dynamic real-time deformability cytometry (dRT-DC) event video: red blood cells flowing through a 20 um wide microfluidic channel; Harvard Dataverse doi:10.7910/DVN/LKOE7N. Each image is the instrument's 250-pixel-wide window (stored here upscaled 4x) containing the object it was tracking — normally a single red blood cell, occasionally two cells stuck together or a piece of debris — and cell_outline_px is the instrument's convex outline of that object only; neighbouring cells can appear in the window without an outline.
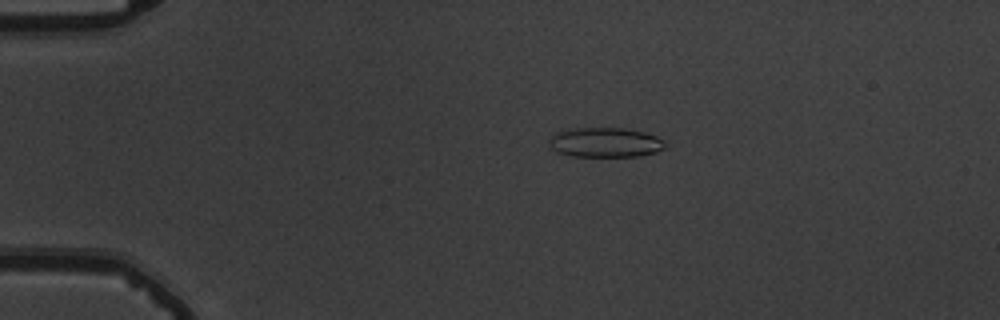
{"species": "common noctule bat (a hibernating species)", "species_latin": "Nyctalus noctula", "temperature_condition": "warm", "stored_images_in_passage": 55, "camera_frame_rate_fps": 3000, "um_per_image_px": 0.085, "animal": {"sex": "male", "body_mass_g": 19.5, "forearm_length_mm": 54.6}, "frame": {"image": 1, "passage_image": 12, "time_ms": 3.667, "image_size_px": [1000, 320], "cell_outline_px": [[668, 144], [664, 148], [656, 152], [640, 156], [572, 156], [560, 152], [552, 148], [548, 144], [548, 140], [556, 132], [576, 128], [624, 128], [644, 132], [656, 136], [664, 140]], "centroid_in_image_um": [51.48, 12.1], "position_along_channel_um": 33.5, "area_um2": 20.06}}
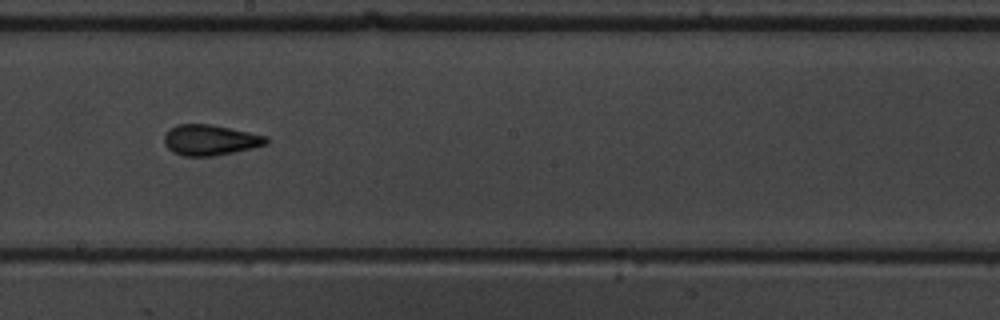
{"frame": {"image": 2, "passage_image": 32, "time_ms": 10.333, "image_size_px": [1000, 320], "cell_outline_px": [[268, 144], [252, 148], [212, 156], [184, 156], [172, 152], [164, 144], [164, 136], [176, 124], [208, 124], [268, 136]], "centroid_in_image_um": [17.86, 11.91], "position_along_channel_um": 230.3, "area_um2": 17.98}}
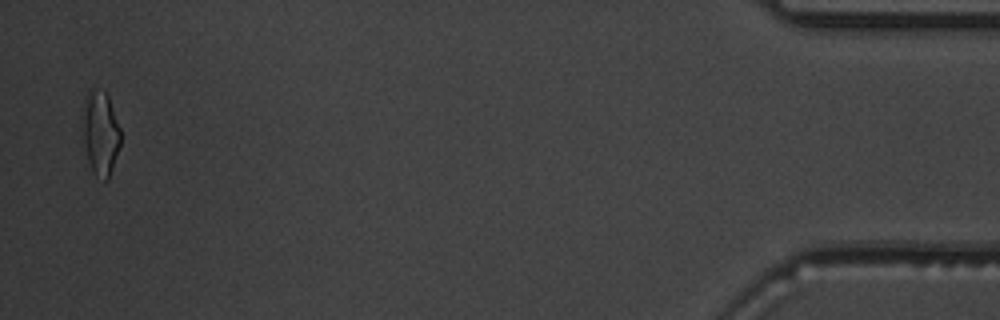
{"frame": {"image": 3, "passage_image": 54, "time_ms": 17.667, "image_size_px": [1000, 320], "cell_outline_px": [[120, 144], [108, 180], [104, 180], [96, 176], [92, 172], [88, 160], [84, 144], [80, 112], [84, 96], [88, 88], [96, 88], [104, 92], [108, 96], [120, 128]], "centroid_in_image_um": [8.48, 11.24], "position_along_channel_um": 426.7, "area_um2": 19.07}, "authors_computed_cell_mechanics": {"area_um2": 18.4382, "velocity_mm_per_s": 3.7817, "shape_relaxation_time_tau1_ms": null, "shape_relaxation_time_tau2_ms": 1.8495, "deformation_change_tau1": null, "deformation_change_tau2": 0.1062}}